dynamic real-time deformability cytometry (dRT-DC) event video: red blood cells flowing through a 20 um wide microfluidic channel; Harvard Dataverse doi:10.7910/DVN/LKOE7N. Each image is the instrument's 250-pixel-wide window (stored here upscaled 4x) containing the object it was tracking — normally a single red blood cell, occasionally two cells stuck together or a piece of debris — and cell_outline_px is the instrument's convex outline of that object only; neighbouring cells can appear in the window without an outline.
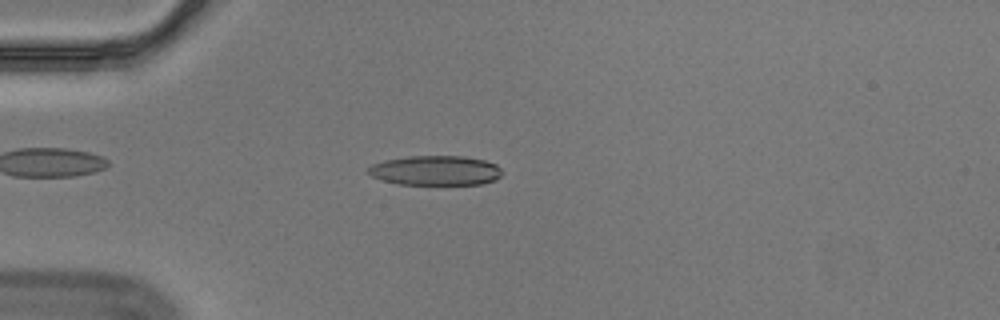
{"species": "Egyptian fruit bat (a non-hibernating species)", "species_latin": "Rousettus aegyptiacus", "temperature_condition": "cold", "stored_images_in_passage": 56, "camera_frame_rate_fps": 3000, "um_per_image_px": 0.085, "animal": {"sex": "male"}, "frame": {"image": 1, "passage_image": 15, "time_ms": 4.667, "image_size_px": [1000, 320], "cell_outline_px": [[504, 172], [496, 180], [484, 184], [396, 184], [372, 176], [368, 172], [368, 168], [372, 164], [384, 160], [408, 156], [464, 156], [484, 160], [496, 164]], "centroid_in_image_um": [37.05, 14.49], "position_along_channel_um": 47.9, "area_um2": 23.24}}
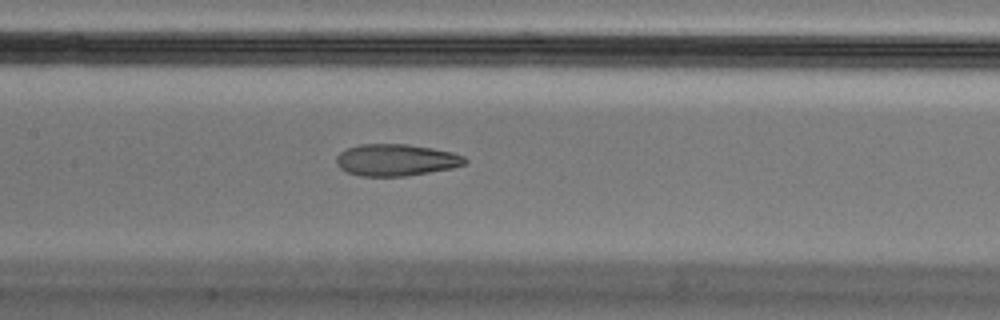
{"frame": {"image": 2, "passage_image": 27, "time_ms": 8.667, "image_size_px": [1000, 320], "cell_outline_px": [[468, 160], [464, 164], [452, 168], [404, 176], [360, 176], [348, 172], [340, 168], [336, 164], [336, 156], [340, 152], [348, 148], [360, 144], [408, 144], [432, 148], [452, 152], [464, 156]], "centroid_in_image_um": [33.65, 13.59], "position_along_channel_um": 173.7, "area_um2": 23.76}, "authors_computed_cell_mechanics": {"area_um2": 24.1026, "velocity_mm_per_s": 3.5636, "shape_relaxation_time_tau1_ms": null, "shape_relaxation_time_tau2_ms": 2.8616, "deformation_change_tau1": null, "deformation_change_tau2": 0.1088}}